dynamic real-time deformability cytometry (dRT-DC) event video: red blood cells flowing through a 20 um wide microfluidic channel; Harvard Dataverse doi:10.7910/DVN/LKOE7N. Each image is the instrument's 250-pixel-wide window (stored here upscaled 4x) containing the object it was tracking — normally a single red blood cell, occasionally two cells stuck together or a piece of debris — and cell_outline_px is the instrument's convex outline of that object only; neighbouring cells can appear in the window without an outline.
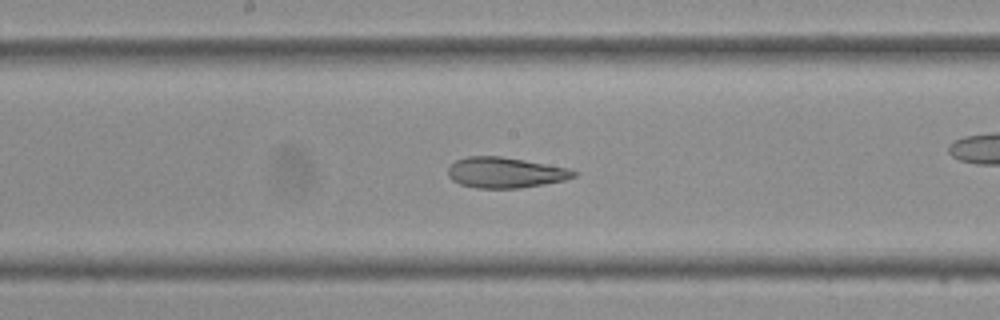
{"species": "Egyptian fruit bat (a non-hibernating species)", "species_latin": "Rousettus aegyptiacus", "temperature_condition": "cold", "stored_images_in_passage": 31, "camera_frame_rate_fps": 3000, "um_per_image_px": 0.085, "frame": {"image": 1, "passage_image": 10, "time_ms": 3.0, "image_size_px": [1000, 320], "cell_outline_px": [[576, 176], [564, 180], [544, 184], [520, 188], [476, 188], [460, 184], [452, 180], [448, 176], [448, 168], [456, 160], [468, 156], [500, 156], [524, 160], [568, 168], [576, 172]], "centroid_in_image_um": [42.92, 14.67], "position_along_channel_um": 205.3, "area_um2": 22.31}}
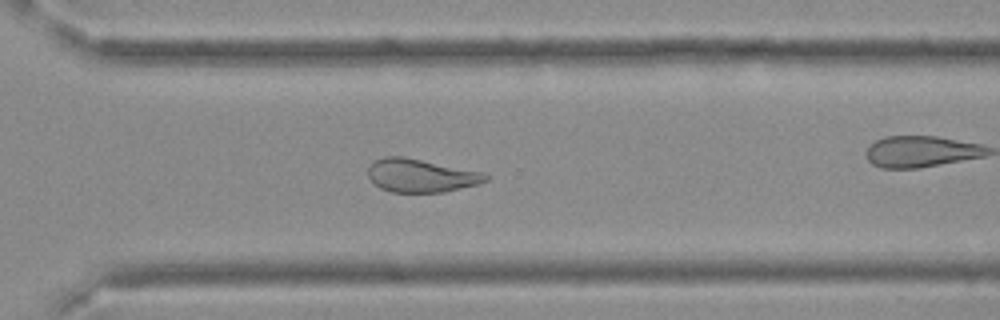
{"frame": {"image": 2, "passage_image": 18, "time_ms": 5.667, "image_size_px": [1000, 320], "cell_outline_px": [[488, 180], [476, 184], [444, 192], [392, 192], [380, 188], [368, 176], [368, 168], [376, 160], [384, 156], [404, 156], [480, 172], [488, 176]], "centroid_in_image_um": [35.73, 14.92], "position_along_channel_um": 334.9, "area_um2": 22.37}}